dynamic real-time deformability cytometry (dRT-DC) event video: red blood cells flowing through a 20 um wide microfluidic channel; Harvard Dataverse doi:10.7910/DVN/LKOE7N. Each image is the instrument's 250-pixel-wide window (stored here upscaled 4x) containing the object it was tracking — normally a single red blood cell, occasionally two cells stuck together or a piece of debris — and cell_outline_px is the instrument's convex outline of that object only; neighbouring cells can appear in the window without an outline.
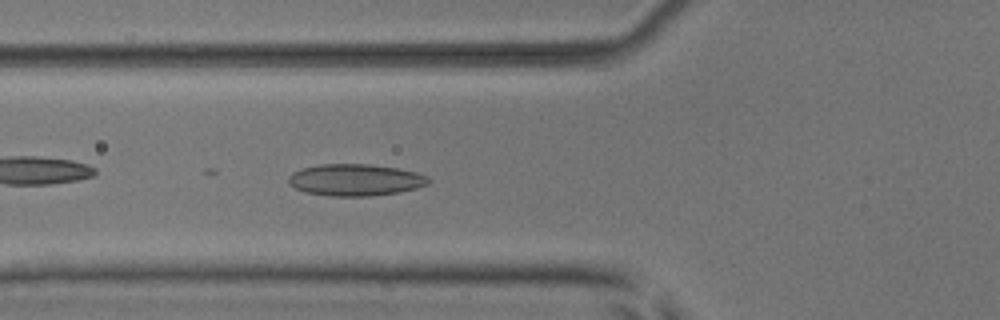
{"species": "common noctule bat (a hibernating species)", "species_latin": "Nyctalus noctula", "temperature_condition": "room temperature", "stored_images_in_passage": 6, "camera_frame_rate_fps": 3000, "um_per_image_px": 0.085, "animal": {"sex": "male", "body_mass_g": 17.9, "forearm_length_mm": 54.2}, "frame": {"image": 1, "passage_image": 6, "time_ms": 6.667, "image_size_px": [1000, 320], "cell_outline_px": [[432, 180], [428, 184], [416, 188], [400, 192], [368, 196], [332, 196], [304, 192], [288, 184], [288, 176], [292, 172], [300, 168], [316, 164], [368, 164], [396, 168], [416, 172], [428, 176]], "centroid_in_image_um": [30.18, 15.29], "position_along_channel_um": 95.6, "area_um2": 26.13}}